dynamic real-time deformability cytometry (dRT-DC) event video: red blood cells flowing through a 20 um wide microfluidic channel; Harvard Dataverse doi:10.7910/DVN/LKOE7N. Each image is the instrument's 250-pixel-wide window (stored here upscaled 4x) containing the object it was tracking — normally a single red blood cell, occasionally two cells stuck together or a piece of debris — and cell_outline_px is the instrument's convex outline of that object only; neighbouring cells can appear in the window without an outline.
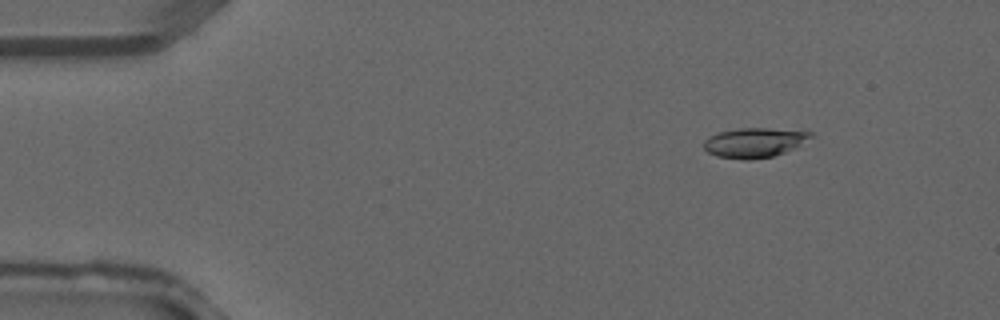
{"species": "common noctule bat (a hibernating species)", "species_latin": "Nyctalus noctula", "temperature_condition": "warm", "stored_images_in_passage": 4, "camera_frame_rate_fps": 3000, "um_per_image_px": 0.085, "animal": {"sex": "male", "forearm_length_mm": 52.5}, "frame": {"image": 1, "passage_image": 2, "time_ms": 0.333, "image_size_px": [1000, 320], "cell_outline_px": [[812, 136], [796, 148], [772, 156], [752, 160], [744, 160], [716, 156], [708, 152], [704, 148], [704, 140], [708, 136], [720, 132], [740, 128], [768, 128], [812, 132]], "centroid_in_image_um": [64.1, 12.13], "position_along_channel_um": 20.9, "area_um2": 18.44}}
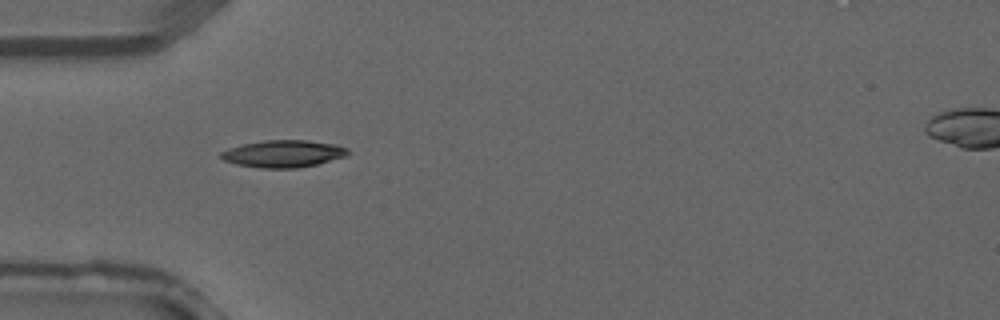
{"frame": {"image": 2, "passage_image": 4, "time_ms": 1.0, "image_size_px": [1000, 320], "cell_outline_px": [[352, 152], [348, 156], [316, 164], [296, 168], [260, 168], [236, 164], [224, 160], [220, 156], [220, 152], [228, 148], [244, 144], [264, 140], [308, 140], [336, 144], [348, 148]], "centroid_in_image_um": [24.13, 13.06], "position_along_channel_um": 60.9, "area_um2": 20.23}}